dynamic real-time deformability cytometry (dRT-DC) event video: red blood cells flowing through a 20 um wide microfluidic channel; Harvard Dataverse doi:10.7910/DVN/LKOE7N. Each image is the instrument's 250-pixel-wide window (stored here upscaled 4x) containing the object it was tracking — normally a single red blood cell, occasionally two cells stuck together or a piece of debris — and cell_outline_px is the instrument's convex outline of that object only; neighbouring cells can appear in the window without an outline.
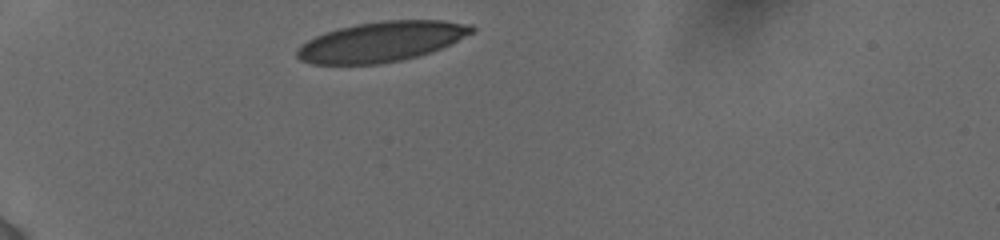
{"species": "human", "species_latin": "Homo sapiens", "temperature_condition": "cold", "stored_images_in_passage": 21, "camera_frame_rate_fps": 3000, "um_per_image_px": 0.085, "donor": {"sex": "female"}, "frame": {"image": 1, "passage_image": 1, "time_ms": 0.0, "image_size_px": [1000, 240], "cell_outline_px": [[476, 28], [472, 32], [440, 48], [404, 60], [380, 64], [312, 64], [300, 60], [296, 56], [296, 48], [300, 44], [324, 32], [356, 24], [384, 20], [444, 20], [472, 24]], "centroid_in_image_um": [32.37, 3.54], "position_along_channel_um": 52.6, "area_um2": 40.69}}
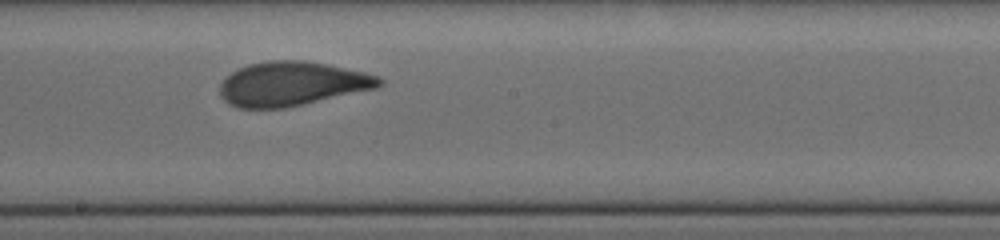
{"frame": {"image": 2, "passage_image": 12, "time_ms": 5.333, "image_size_px": [1000, 240], "cell_outline_px": [[384, 84], [376, 88], [284, 108], [236, 108], [228, 104], [220, 96], [220, 84], [232, 72], [248, 64], [268, 60], [304, 60], [328, 64], [364, 72], [380, 76], [384, 80]], "centroid_in_image_um": [24.82, 7.12], "position_along_channel_um": 223.4, "area_um2": 41.04}}
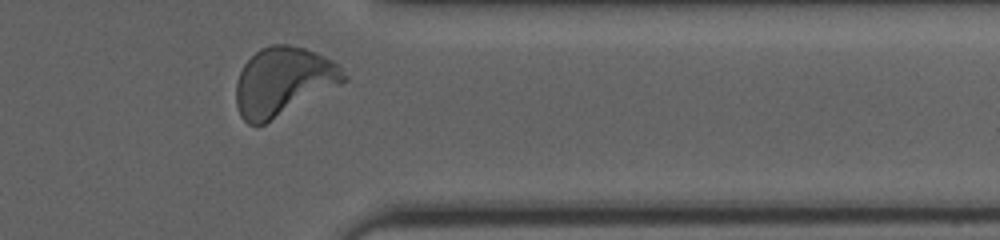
{"frame": {"image": 3, "passage_image": 21, "time_ms": 9.667, "image_size_px": [1000, 240], "cell_outline_px": [[348, 80], [264, 124], [248, 124], [240, 116], [236, 104], [236, 84], [240, 72], [244, 64], [260, 48], [268, 44], [288, 44], [304, 48], [316, 52], [332, 60], [348, 76]], "centroid_in_image_um": [24.06, 6.91], "position_along_channel_um": 387.3, "area_um2": 42.66}, "authors_computed_cell_mechanics": {"area_um2": 41.0958, "velocity_mm_per_s": 3.8419, "shape_relaxation_time_tau1_ms": 3.2394, "shape_relaxation_time_tau2_ms": 0.7356, "deformation_change_tau1": 0.1485, "deformation_change_tau2": 0.0589}}